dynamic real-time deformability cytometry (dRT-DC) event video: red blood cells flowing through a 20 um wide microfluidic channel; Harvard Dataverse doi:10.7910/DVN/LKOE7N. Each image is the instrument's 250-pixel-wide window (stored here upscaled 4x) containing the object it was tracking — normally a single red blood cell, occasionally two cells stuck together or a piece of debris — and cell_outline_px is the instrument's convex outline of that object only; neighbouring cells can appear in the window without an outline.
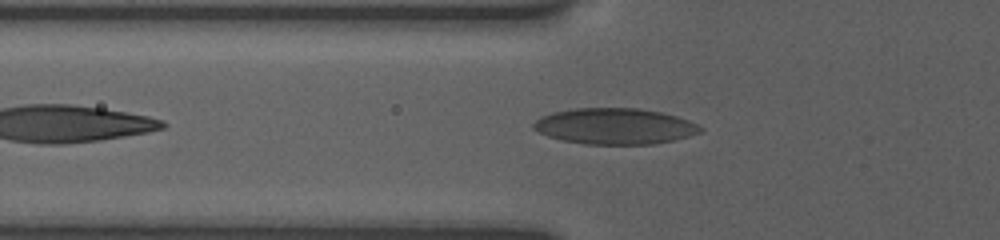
{"species": "human", "species_latin": "Homo sapiens", "temperature_condition": "room temperature", "stored_images_in_passage": 17, "camera_frame_rate_fps": 3000, "um_per_image_px": 0.085, "donor": {"sex": "female"}, "frame": {"image": 1, "passage_image": 6, "time_ms": 4.333, "image_size_px": [1000, 240], "cell_outline_px": [[704, 128], [700, 132], [688, 136], [672, 140], [652, 144], [584, 144], [560, 140], [548, 136], [532, 128], [532, 124], [540, 116], [552, 112], [576, 108], [640, 108], [660, 112], [676, 116], [688, 120]], "centroid_in_image_um": [52.22, 10.72], "position_along_channel_um": 73.6, "area_um2": 34.97}}
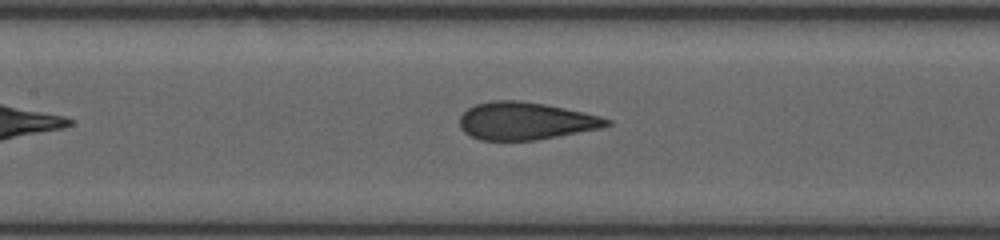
{"frame": {"image": 2, "passage_image": 11, "time_ms": 6.667, "image_size_px": [1000, 240], "cell_outline_px": [[612, 124], [600, 128], [536, 140], [480, 140], [464, 132], [460, 128], [460, 116], [468, 108], [476, 104], [492, 100], [520, 100], [544, 104], [584, 112], [600, 116], [612, 120]], "centroid_in_image_um": [44.66, 10.27], "position_along_channel_um": 162.7, "area_um2": 32.08}}
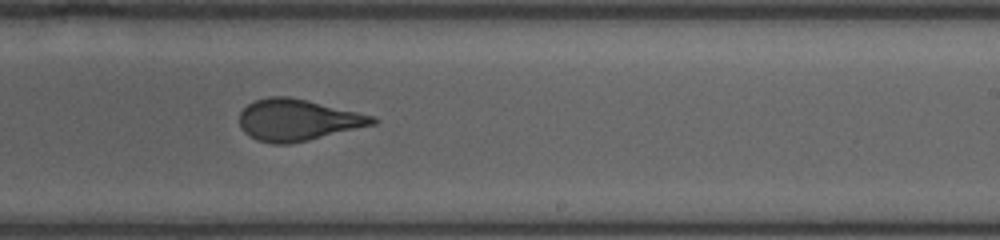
{"frame": {"image": 3, "passage_image": 16, "time_ms": 9.333, "image_size_px": [1000, 240], "cell_outline_px": [[380, 120], [376, 124], [308, 140], [288, 144], [272, 144], [256, 140], [244, 132], [240, 128], [240, 112], [248, 104], [256, 100], [268, 96], [288, 96], [376, 116]], "centroid_in_image_um": [25.31, 10.2], "position_along_channel_um": 263.7, "area_um2": 32.19}}